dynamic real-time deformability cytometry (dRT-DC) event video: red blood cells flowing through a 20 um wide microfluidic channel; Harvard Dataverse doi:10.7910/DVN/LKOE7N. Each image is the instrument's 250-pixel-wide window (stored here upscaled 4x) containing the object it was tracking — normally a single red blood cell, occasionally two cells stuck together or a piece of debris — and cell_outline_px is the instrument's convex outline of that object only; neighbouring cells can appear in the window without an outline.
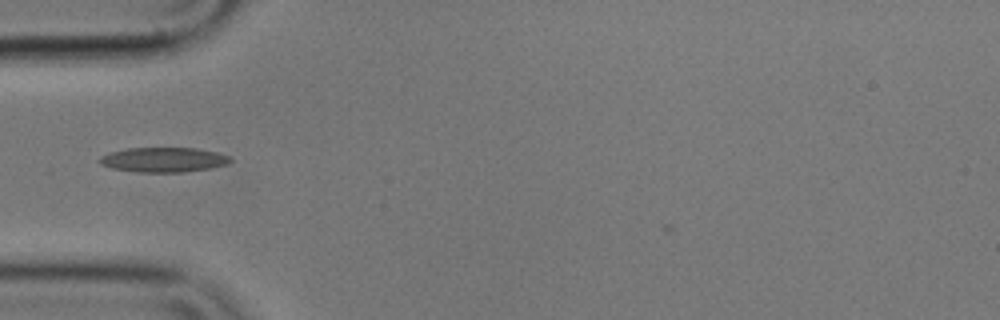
{"species": "common noctule bat (a hibernating species)", "species_latin": "Nyctalus noctula", "temperature_condition": "cold", "stored_images_in_passage": 12, "camera_frame_rate_fps": 3000, "um_per_image_px": 0.085, "animal": {"sex": "male", "body_mass_g": 17.9}, "frame": {"image": 1, "passage_image": 9, "time_ms": 2.667, "image_size_px": [1000, 320], "cell_outline_px": [[232, 160], [228, 164], [208, 168], [184, 172], [136, 172], [112, 168], [100, 164], [96, 160], [100, 156], [108, 152], [128, 148], [196, 148], [216, 152], [232, 156]], "centroid_in_image_um": [13.87, 13.57], "position_along_channel_um": 71.1, "area_um2": 19.02}}